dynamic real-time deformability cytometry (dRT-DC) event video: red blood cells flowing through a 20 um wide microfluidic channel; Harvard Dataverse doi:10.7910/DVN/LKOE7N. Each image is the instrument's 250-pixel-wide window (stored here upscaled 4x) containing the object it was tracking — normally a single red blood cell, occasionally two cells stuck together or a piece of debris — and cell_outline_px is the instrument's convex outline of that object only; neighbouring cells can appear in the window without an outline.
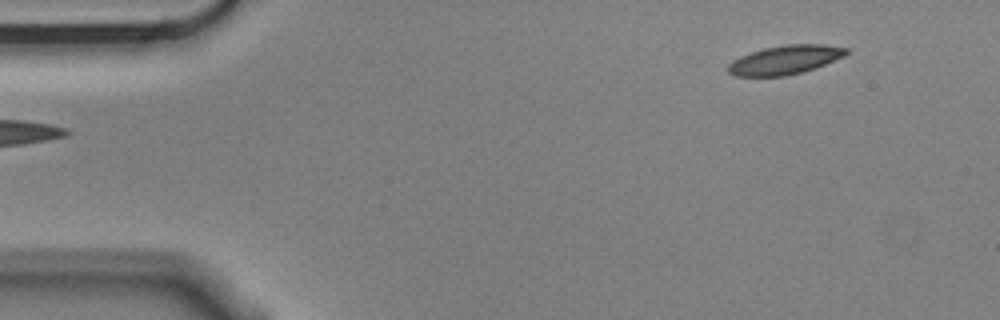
{"species": "Egyptian fruit bat (a non-hibernating species)", "species_latin": "Rousettus aegyptiacus", "temperature_condition": "cold", "stored_images_in_passage": 4, "segment_of_instrument_passage": [2, 2], "camera_frame_rate_fps": 3000, "um_per_image_px": 0.085, "animal": {"sex": "male"}, "frame": {"image": 1, "passage_image": 4, "time_ms": 1.0, "image_size_px": [1000, 320], "cell_outline_px": [[848, 52], [844, 56], [816, 68], [804, 72], [784, 76], [736, 76], [728, 72], [728, 64], [732, 60], [740, 56], [764, 48], [788, 44], [824, 44], [848, 48]], "centroid_in_image_um": [66.74, 5.09], "position_along_channel_um": 18.3, "area_um2": 19.94}}